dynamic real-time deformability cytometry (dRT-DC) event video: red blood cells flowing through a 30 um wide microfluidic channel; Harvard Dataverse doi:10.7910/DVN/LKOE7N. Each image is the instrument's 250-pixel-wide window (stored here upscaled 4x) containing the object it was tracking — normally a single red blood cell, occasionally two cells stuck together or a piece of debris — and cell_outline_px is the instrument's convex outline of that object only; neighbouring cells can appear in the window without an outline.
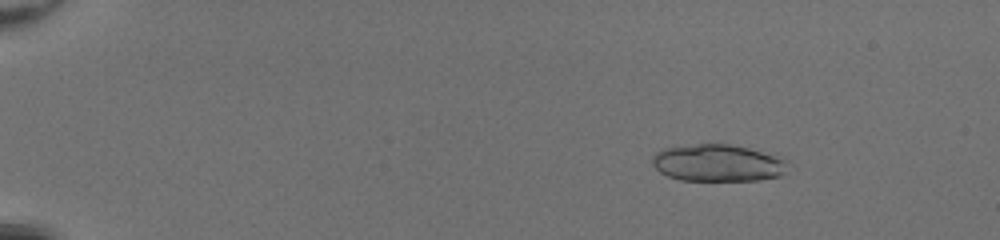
{"species": "common noctule bat (a hibernating species)", "species_latin": "Nyctalus noctula", "temperature_condition": "room temperature", "stored_images_in_passage": 28, "camera_frame_rate_fps": 3000, "um_per_image_px": 0.085, "animal": {"sex": "female", "body_mass_g": 20.0, "forearm_length_mm": 54.0}, "frame": {"image": 1, "passage_image": 8, "time_ms": 2.333, "image_size_px": [1000, 240], "cell_outline_px": [[784, 172], [780, 176], [760, 180], [680, 180], [668, 176], [660, 172], [652, 164], [652, 156], [656, 152], [664, 148], [696, 144], [728, 144], [776, 152], [784, 160]], "centroid_in_image_um": [61.03, 13.83], "position_along_channel_um": 24.0, "area_um2": 29.48}}
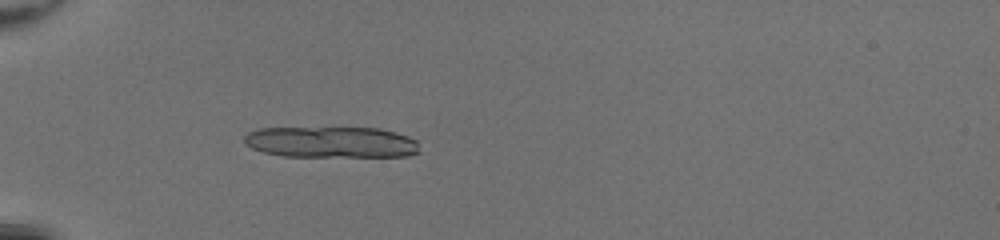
{"frame": {"image": 2, "passage_image": 18, "time_ms": 5.667, "image_size_px": [1000, 240], "cell_outline_px": [[420, 152], [408, 156], [284, 156], [264, 152], [252, 148], [244, 144], [244, 136], [248, 132], [256, 128], [380, 128], [396, 132], [408, 136], [416, 140]], "centroid_in_image_um": [28.15, 12.08], "position_along_channel_um": 56.9, "area_um2": 31.91}}